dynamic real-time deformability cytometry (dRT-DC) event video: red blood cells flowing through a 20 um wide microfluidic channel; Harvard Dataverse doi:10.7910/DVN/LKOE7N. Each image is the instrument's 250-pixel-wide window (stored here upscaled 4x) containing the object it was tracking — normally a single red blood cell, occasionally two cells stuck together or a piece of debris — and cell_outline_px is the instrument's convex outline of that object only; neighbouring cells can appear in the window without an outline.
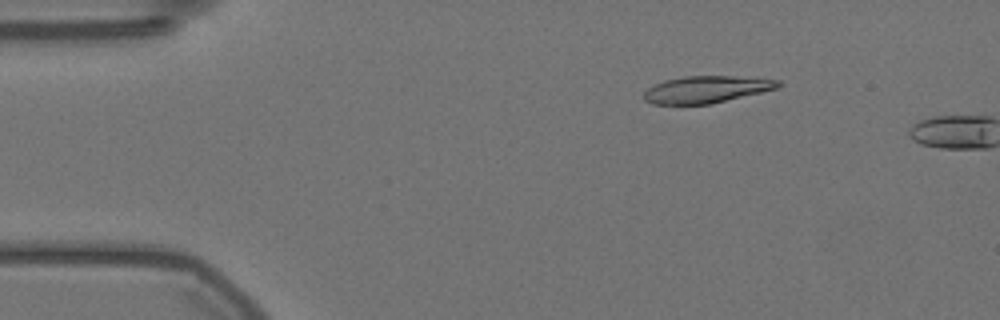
{"species": "Egyptian fruit bat (a non-hibernating species)", "species_latin": "Rousettus aegyptiacus", "temperature_condition": "warm", "stored_images_in_passage": 4, "camera_frame_rate_fps": 3000, "um_per_image_px": 0.085, "animal": {"sex": "female"}, "frame": {"image": 1, "passage_image": 2, "time_ms": 0.333, "image_size_px": [1000, 320], "cell_outline_px": [[780, 84], [776, 88], [712, 104], [652, 104], [644, 100], [644, 92], [648, 88], [664, 80], [684, 76], [732, 76], [780, 80]], "centroid_in_image_um": [59.99, 7.6], "position_along_channel_um": 25.0, "area_um2": 20.87}}